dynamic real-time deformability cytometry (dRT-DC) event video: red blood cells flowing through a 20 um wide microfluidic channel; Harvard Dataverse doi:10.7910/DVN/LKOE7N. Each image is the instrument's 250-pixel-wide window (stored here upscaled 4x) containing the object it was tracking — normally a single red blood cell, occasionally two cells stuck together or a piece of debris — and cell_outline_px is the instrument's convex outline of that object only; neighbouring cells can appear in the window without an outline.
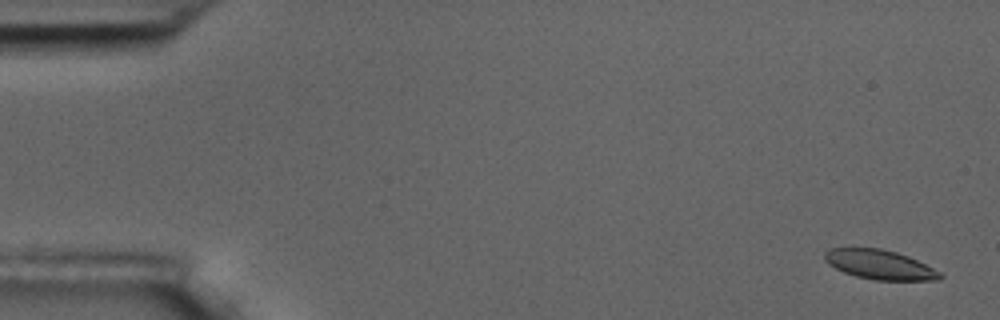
{"species": "common noctule bat (a hibernating species)", "species_latin": "Nyctalus noctula", "temperature_condition": "room temperature", "stored_images_in_passage": 9, "camera_frame_rate_fps": 3000, "um_per_image_px": 0.085, "animal": {"sex": "male", "body_mass_g": 17.5, "forearm_length_mm": 52.3}, "frame": {"image": 1, "passage_image": 1, "time_ms": 0.0, "image_size_px": [1000, 320], "cell_outline_px": [[944, 276], [940, 280], [876, 280], [856, 276], [844, 272], [828, 264], [824, 260], [824, 252], [832, 248], [880, 248], [896, 252], [908, 256], [940, 272]], "centroid_in_image_um": [74.76, 22.49], "position_along_channel_um": 10.2, "area_um2": 19.65}}
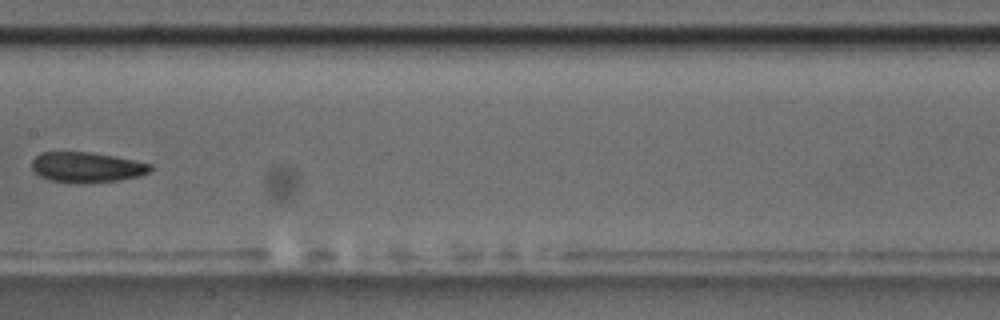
{"frame": {"image": 2, "passage_image": 8, "time_ms": 9.0, "image_size_px": [1000, 320], "cell_outline_px": [[152, 168], [148, 172], [136, 176], [120, 180], [84, 184], [76, 184], [52, 180], [40, 176], [32, 168], [32, 160], [40, 152], [92, 152], [152, 164]], "centroid_in_image_um": [7.34, 14.22], "position_along_channel_um": 200.1, "area_um2": 20.87}}
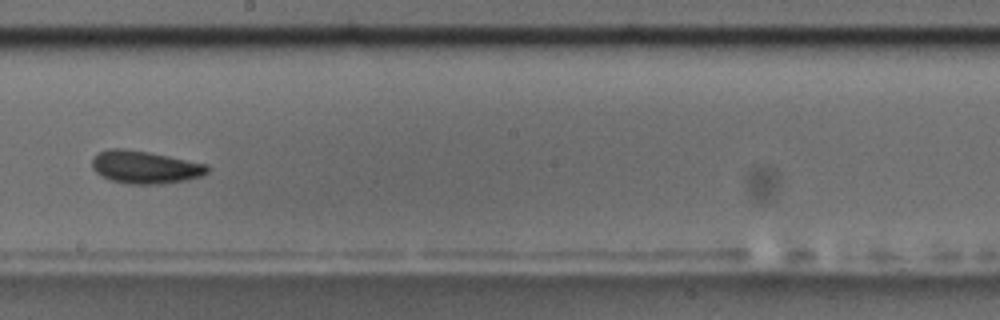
{"frame": {"image": 3, "passage_image": 9, "time_ms": 10.0, "image_size_px": [1000, 320], "cell_outline_px": [[208, 172], [200, 176], [184, 180], [160, 184], [128, 184], [112, 180], [96, 172], [92, 168], [92, 156], [96, 152], [108, 148], [124, 148], [148, 152], [208, 164]], "centroid_in_image_um": [12.28, 14.19], "position_along_channel_um": 235.9, "area_um2": 21.96}}